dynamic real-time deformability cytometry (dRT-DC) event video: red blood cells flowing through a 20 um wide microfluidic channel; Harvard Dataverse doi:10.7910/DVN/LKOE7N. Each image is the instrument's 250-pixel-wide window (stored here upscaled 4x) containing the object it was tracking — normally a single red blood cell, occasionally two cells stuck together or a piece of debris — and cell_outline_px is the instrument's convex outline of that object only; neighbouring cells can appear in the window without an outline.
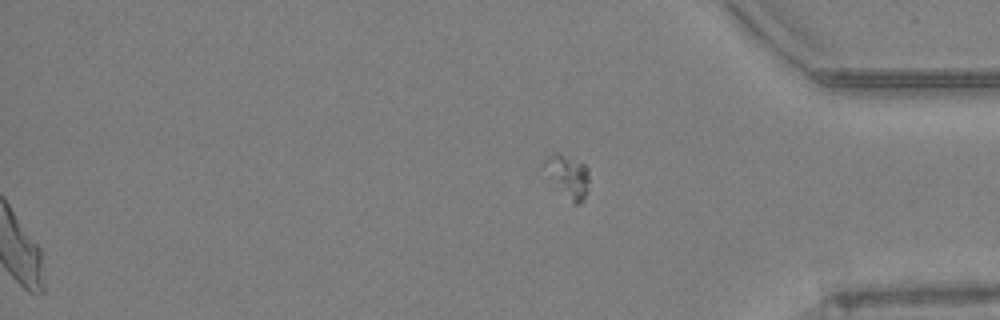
{"species": "Egyptian fruit bat (a non-hibernating species)", "species_latin": "Rousettus aegyptiacus", "temperature_condition": "warm", "stored_images_in_passage": 57, "segment_of_instrument_passage": [2, 2], "camera_frame_rate_fps": 3000, "um_per_image_px": 0.085, "animal": {"sex": "female"}, "frame": {"image": 1, "passage_image": 57, "time_ms": 18.667, "image_size_px": [1000, 320], "cell_outline_px": [[588, 180], [584, 196], [580, 204], [576, 204], [540, 168], [540, 160], [556, 152], [584, 164], [588, 168]], "centroid_in_image_um": [48.18, 14.88], "position_along_channel_um": 387.0, "area_um2": 10.69}}